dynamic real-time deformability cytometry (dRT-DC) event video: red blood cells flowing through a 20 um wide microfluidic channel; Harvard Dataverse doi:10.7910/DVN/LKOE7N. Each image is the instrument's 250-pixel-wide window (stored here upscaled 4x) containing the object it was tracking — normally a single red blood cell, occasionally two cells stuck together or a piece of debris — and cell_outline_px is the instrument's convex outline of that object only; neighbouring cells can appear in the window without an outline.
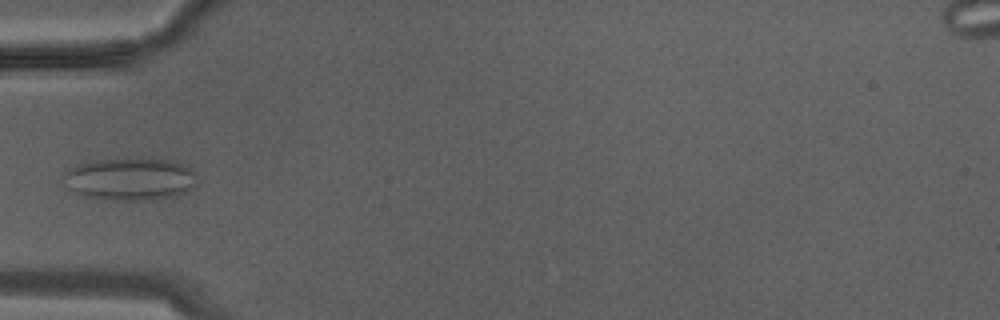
{"species": "Egyptian fruit bat (a non-hibernating species)", "species_latin": "Rousettus aegyptiacus", "temperature_condition": "warm", "stored_images_in_passage": 10, "camera_frame_rate_fps": 3000, "um_per_image_px": 0.085, "animal": {"sex": "male"}, "frame": {"image": 1, "passage_image": 8, "time_ms": 2.333, "image_size_px": [1000, 320], "cell_outline_px": [[196, 184], [192, 188], [176, 196], [148, 200], [108, 200], [76, 192], [68, 188], [60, 180], [64, 172], [68, 168], [76, 164], [100, 160], [164, 160], [184, 164], [192, 168], [196, 172]], "centroid_in_image_um": [11.05, 15.23], "position_along_channel_um": 74.0, "area_um2": 32.77}}